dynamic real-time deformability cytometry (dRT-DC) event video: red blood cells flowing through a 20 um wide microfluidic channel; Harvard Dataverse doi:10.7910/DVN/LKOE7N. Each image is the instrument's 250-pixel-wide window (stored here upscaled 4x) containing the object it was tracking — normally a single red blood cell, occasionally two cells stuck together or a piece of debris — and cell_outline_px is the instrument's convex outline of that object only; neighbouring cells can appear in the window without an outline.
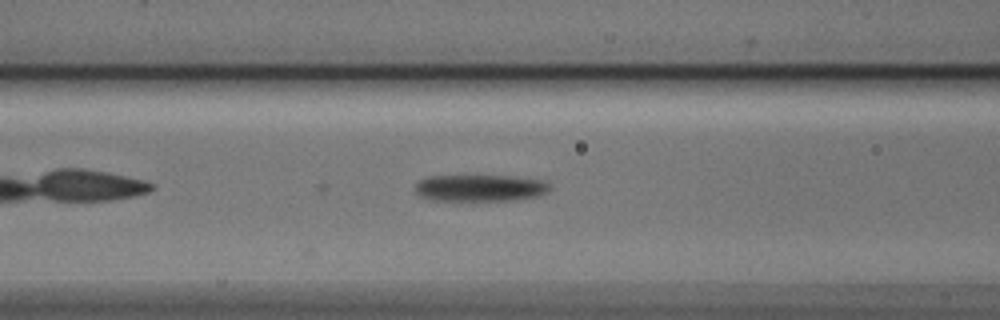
{"species": "Egyptian fruit bat (a non-hibernating species)", "species_latin": "Rousettus aegyptiacus", "temperature_condition": "cold", "stored_images_in_passage": 6, "camera_frame_rate_fps": 3000, "um_per_image_px": 0.085, "animal": {"sex": "male"}, "frame": {"image": 1, "passage_image": 6, "time_ms": 1.667, "image_size_px": [1000, 320], "cell_outline_px": [[552, 188], [548, 192], [536, 196], [520, 200], [432, 200], [416, 196], [416, 184], [420, 180], [428, 176], [512, 176], [544, 180]], "centroid_in_image_um": [40.82, 15.98], "position_along_channel_um": 125.8, "area_um2": 21.1}}